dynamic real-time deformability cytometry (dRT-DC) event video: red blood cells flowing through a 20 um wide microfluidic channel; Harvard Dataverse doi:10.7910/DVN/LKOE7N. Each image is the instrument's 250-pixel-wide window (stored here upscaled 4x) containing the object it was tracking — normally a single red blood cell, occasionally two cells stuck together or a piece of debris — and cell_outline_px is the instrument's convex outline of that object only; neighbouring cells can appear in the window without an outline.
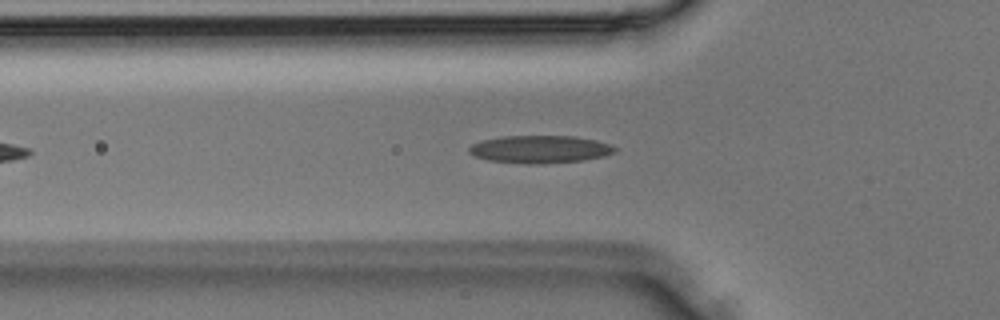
{"species": "Egyptian fruit bat (a non-hibernating species)", "species_latin": "Rousettus aegyptiacus", "temperature_condition": "room temperature", "stored_images_in_passage": 26, "camera_frame_rate_fps": 3000, "um_per_image_px": 0.085, "animal": {"sex": "male"}, "frame": {"image": 1, "passage_image": 5, "time_ms": 1.333, "image_size_px": [1000, 320], "cell_outline_px": [[616, 152], [604, 156], [580, 160], [536, 164], [528, 164], [488, 160], [476, 156], [468, 152], [468, 148], [472, 144], [480, 140], [504, 136], [572, 136], [596, 140], [612, 144], [616, 148]], "centroid_in_image_um": [45.89, 12.68], "position_along_channel_um": 79.9, "area_um2": 23.41}}
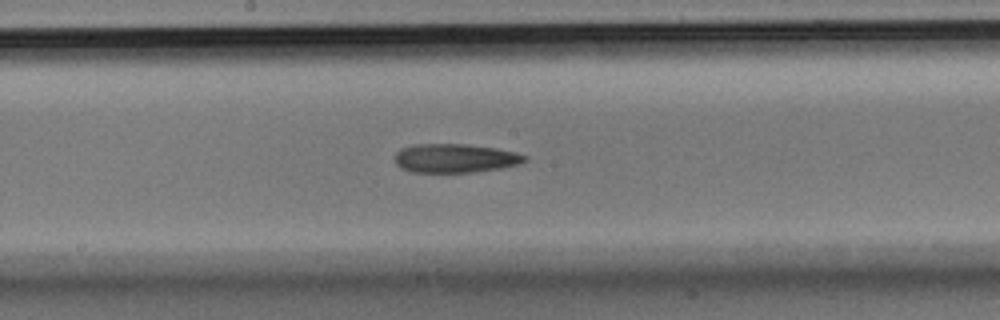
{"frame": {"image": 2, "passage_image": 12, "time_ms": 3.667, "image_size_px": [1000, 320], "cell_outline_px": [[528, 160], [520, 164], [500, 168], [476, 172], [412, 172], [400, 168], [396, 164], [396, 152], [400, 148], [416, 144], [464, 144], [496, 148], [516, 152], [528, 156]], "centroid_in_image_um": [38.71, 13.45], "position_along_channel_um": 209.5, "area_um2": 21.96}}
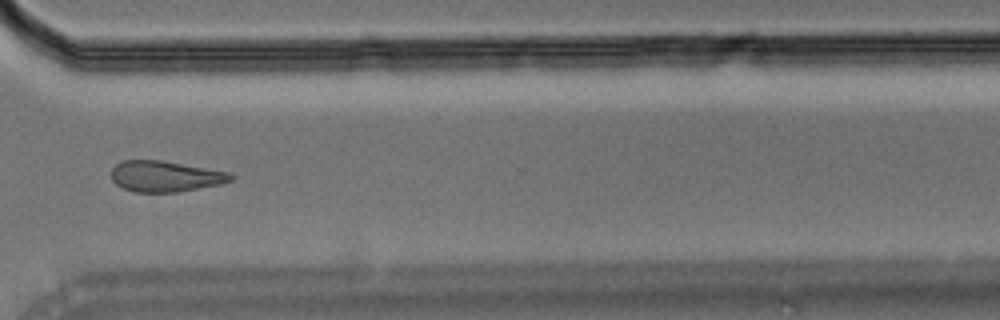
{"frame": {"image": 3, "passage_image": 20, "time_ms": 6.333, "image_size_px": [1000, 320], "cell_outline_px": [[236, 180], [220, 184], [176, 192], [136, 192], [124, 188], [116, 184], [112, 180], [112, 168], [120, 160], [160, 160], [228, 172], [236, 176]], "centroid_in_image_um": [14.06, 14.98], "position_along_channel_um": 356.5, "area_um2": 21.44}}